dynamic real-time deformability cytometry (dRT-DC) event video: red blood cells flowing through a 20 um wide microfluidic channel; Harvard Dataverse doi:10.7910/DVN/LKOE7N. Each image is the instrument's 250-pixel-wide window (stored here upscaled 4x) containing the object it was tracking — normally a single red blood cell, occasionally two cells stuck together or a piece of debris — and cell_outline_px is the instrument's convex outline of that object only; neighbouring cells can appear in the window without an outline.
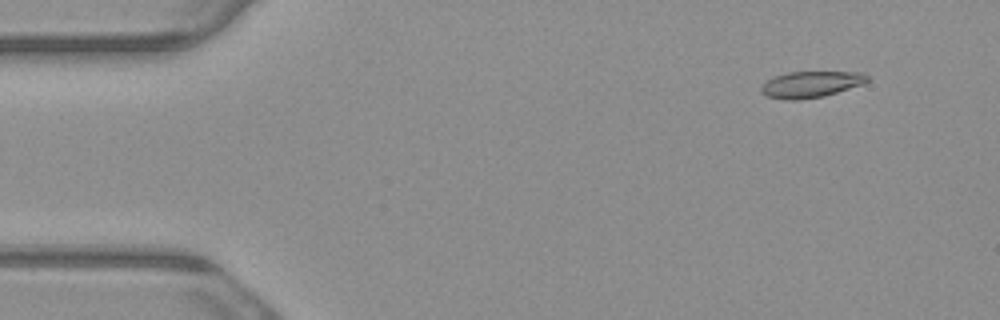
{"species": "common noctule bat (a hibernating species)", "species_latin": "Nyctalus noctula", "temperature_condition": "warm", "stored_images_in_passage": 5, "camera_frame_rate_fps": 3000, "um_per_image_px": 0.085, "animal": {"sex": "male", "body_mass_g": 23.1, "forearm_length_mm": 52.7}, "frame": {"image": 1, "passage_image": 2, "time_ms": 0.333, "image_size_px": [1000, 320], "cell_outline_px": [[868, 80], [864, 84], [824, 96], [796, 100], [784, 100], [764, 96], [760, 92], [760, 88], [768, 80], [776, 76], [788, 72], [864, 72], [868, 76]], "centroid_in_image_um": [68.92, 7.18], "position_along_channel_um": 16.1, "area_um2": 16.3}}
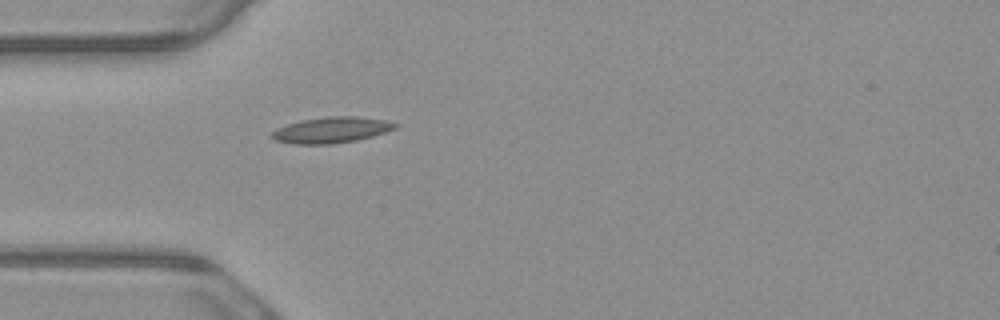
{"frame": {"image": 2, "passage_image": 5, "time_ms": 1.333, "image_size_px": [1000, 320], "cell_outline_px": [[400, 124], [396, 128], [372, 136], [356, 140], [332, 144], [292, 144], [276, 140], [268, 136], [276, 128], [300, 120], [328, 116], [356, 116], [384, 120]], "centroid_in_image_um": [28.14, 11.05], "position_along_channel_um": 56.9, "area_um2": 18.67}}